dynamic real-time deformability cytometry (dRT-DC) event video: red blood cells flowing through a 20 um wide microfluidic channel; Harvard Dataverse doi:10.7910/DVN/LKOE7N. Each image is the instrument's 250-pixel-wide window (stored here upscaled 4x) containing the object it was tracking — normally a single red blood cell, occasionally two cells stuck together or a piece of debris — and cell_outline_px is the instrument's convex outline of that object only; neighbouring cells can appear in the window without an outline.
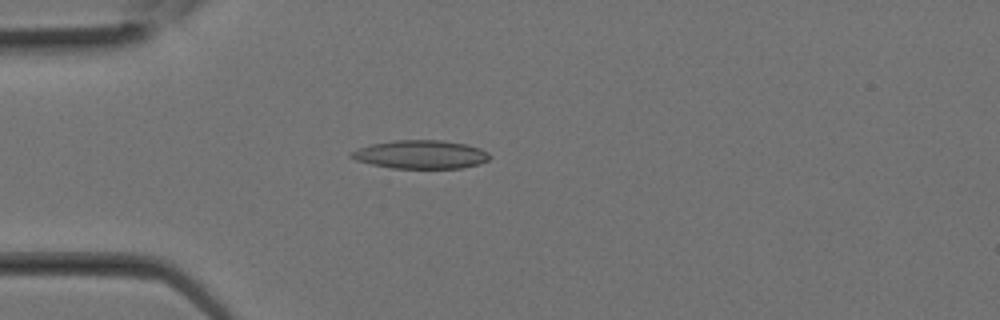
{"species": "Egyptian fruit bat (a non-hibernating species)", "species_latin": "Rousettus aegyptiacus", "temperature_condition": "room temperature", "stored_images_in_passage": 5, "camera_frame_rate_fps": 3000, "um_per_image_px": 0.085, "animal": {"sex": "female"}, "frame": {"image": 1, "passage_image": 1, "time_ms": 0.0, "image_size_px": [1000, 320], "cell_outline_px": [[492, 156], [488, 160], [480, 164], [460, 168], [392, 168], [372, 164], [356, 160], [348, 156], [348, 152], [356, 148], [372, 144], [396, 140], [444, 140], [464, 144], [480, 148], [488, 152]], "centroid_in_image_um": [35.75, 13.13], "position_along_channel_um": 49.3, "area_um2": 23.06}}
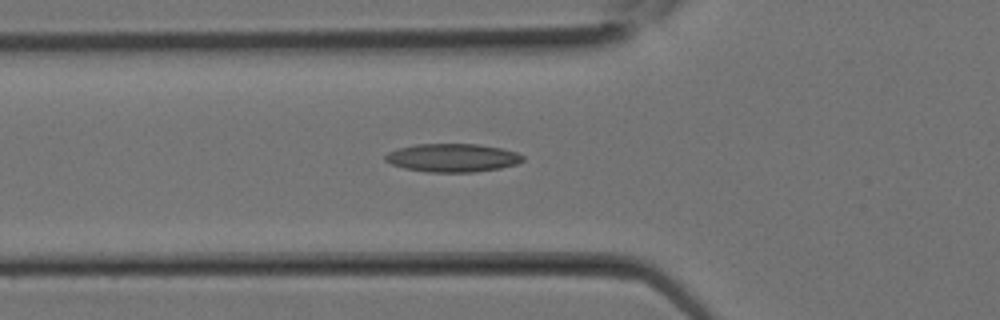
{"frame": {"image": 2, "passage_image": 3, "time_ms": 0.667, "image_size_px": [1000, 320], "cell_outline_px": [[524, 160], [516, 164], [500, 168], [472, 172], [428, 172], [404, 168], [392, 164], [384, 160], [384, 156], [388, 152], [396, 148], [416, 144], [476, 144], [500, 148], [516, 152], [524, 156]], "centroid_in_image_um": [38.43, 13.41], "position_along_channel_um": 87.4, "area_um2": 22.66}}
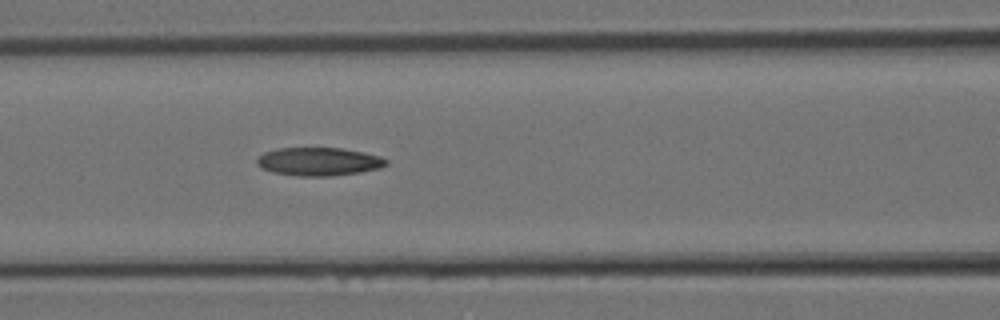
{"frame": {"image": 3, "passage_image": 5, "time_ms": 1.333, "image_size_px": [1000, 320], "cell_outline_px": [[388, 164], [380, 168], [360, 172], [328, 176], [300, 176], [272, 172], [260, 168], [256, 164], [256, 156], [264, 152], [276, 148], [344, 148], [364, 152], [380, 156], [388, 160]], "centroid_in_image_um": [27.06, 13.72], "position_along_channel_um": 139.5, "area_um2": 21.5}}